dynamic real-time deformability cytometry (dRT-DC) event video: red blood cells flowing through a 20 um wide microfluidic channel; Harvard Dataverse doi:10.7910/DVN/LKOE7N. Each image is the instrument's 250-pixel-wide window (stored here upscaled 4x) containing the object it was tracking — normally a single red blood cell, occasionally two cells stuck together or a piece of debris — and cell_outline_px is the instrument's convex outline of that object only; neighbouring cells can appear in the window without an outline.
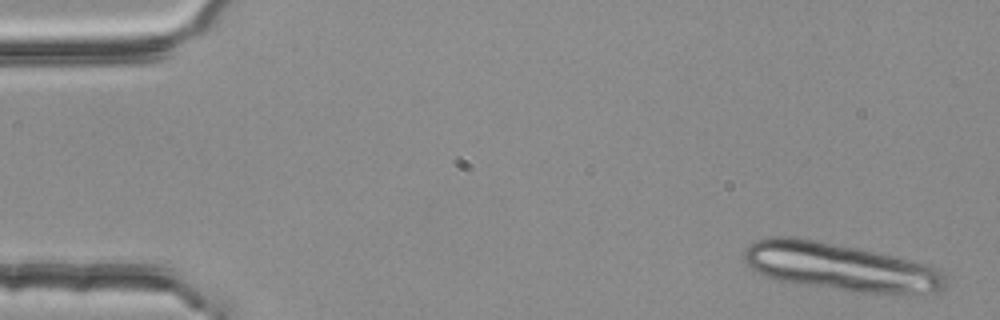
{"species": "common noctule bat (a hibernating species)", "species_latin": "Nyctalus noctula", "temperature_condition": "room temperature", "stored_images_in_passage": 4, "camera_frame_rate_fps": 3000, "um_per_image_px": 0.085, "animal": {"sex": "female", "body_mass_g": 25.1}, "frame": {"image": 1, "passage_image": 1, "time_ms": 0.0, "image_size_px": [1000, 320], "cell_outline_px": [[944, 288], [932, 296], [896, 296], [852, 292], [780, 280], [764, 276], [756, 272], [744, 260], [744, 248], [748, 244], [756, 240], [768, 236], [796, 236], [872, 252], [928, 264], [936, 268], [944, 276]], "centroid_in_image_um": [71.48, 22.74], "position_along_channel_um": 13.5, "area_um2": 56.64}}